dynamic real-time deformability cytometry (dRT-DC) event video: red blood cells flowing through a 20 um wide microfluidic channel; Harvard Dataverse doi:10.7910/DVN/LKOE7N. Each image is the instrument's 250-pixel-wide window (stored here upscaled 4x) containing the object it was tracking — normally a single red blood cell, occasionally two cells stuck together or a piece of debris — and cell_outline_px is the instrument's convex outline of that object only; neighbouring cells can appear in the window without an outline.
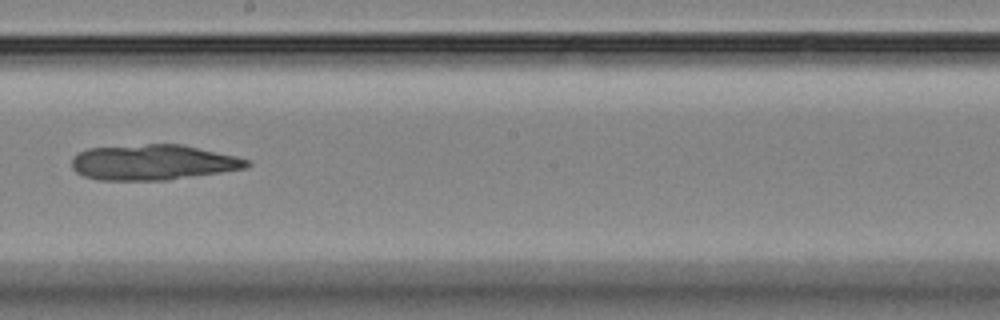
{"species": "Egyptian fruit bat (a non-hibernating species)", "species_latin": "Rousettus aegyptiacus", "temperature_condition": "room temperature", "stored_images_in_passage": 14, "segment_of_instrument_passage": [1, 2], "camera_frame_rate_fps": 3000, "um_per_image_px": 0.085, "animal": {"sex": "female"}, "frame": {"image": 1, "passage_image": 7, "time_ms": 8.0, "image_size_px": [1000, 320], "cell_outline_px": [[252, 164], [248, 168], [168, 180], [96, 180], [84, 176], [76, 172], [72, 168], [72, 156], [88, 148], [148, 144], [180, 144], [236, 156], [252, 160]], "centroid_in_image_um": [13.02, 13.8], "position_along_channel_um": 235.2, "area_um2": 36.3}}
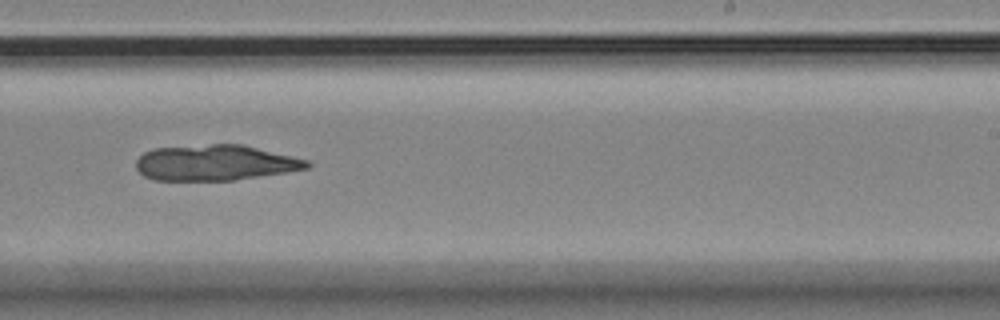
{"frame": {"image": 2, "passage_image": 8, "time_ms": 9.0, "image_size_px": [1000, 320], "cell_outline_px": [[312, 164], [308, 168], [236, 180], [152, 180], [144, 176], [136, 168], [136, 160], [144, 152], [152, 148], [212, 144], [244, 144], [308, 160]], "centroid_in_image_um": [18.27, 13.82], "position_along_channel_um": 270.7, "area_um2": 35.55}}
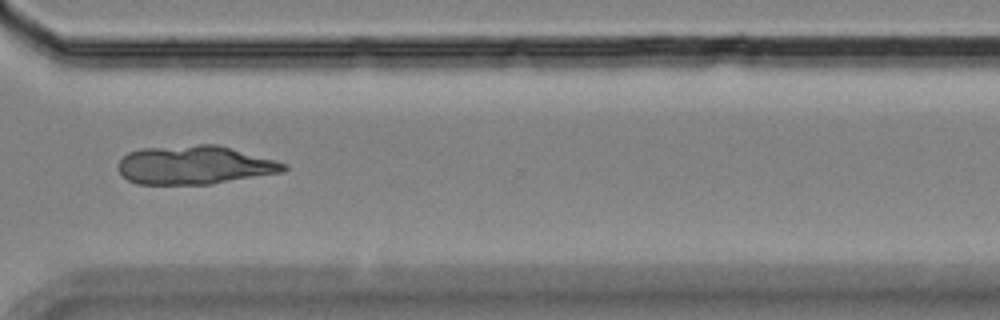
{"frame": {"image": 3, "passage_image": 10, "time_ms": 11.333, "image_size_px": [1000, 320], "cell_outline_px": [[288, 168], [284, 172], [212, 184], [136, 184], [128, 180], [120, 172], [120, 160], [128, 152], [140, 148], [200, 144], [216, 144], [288, 164]], "centroid_in_image_um": [16.55, 14.03], "position_along_channel_um": 354.0, "area_um2": 37.17}}